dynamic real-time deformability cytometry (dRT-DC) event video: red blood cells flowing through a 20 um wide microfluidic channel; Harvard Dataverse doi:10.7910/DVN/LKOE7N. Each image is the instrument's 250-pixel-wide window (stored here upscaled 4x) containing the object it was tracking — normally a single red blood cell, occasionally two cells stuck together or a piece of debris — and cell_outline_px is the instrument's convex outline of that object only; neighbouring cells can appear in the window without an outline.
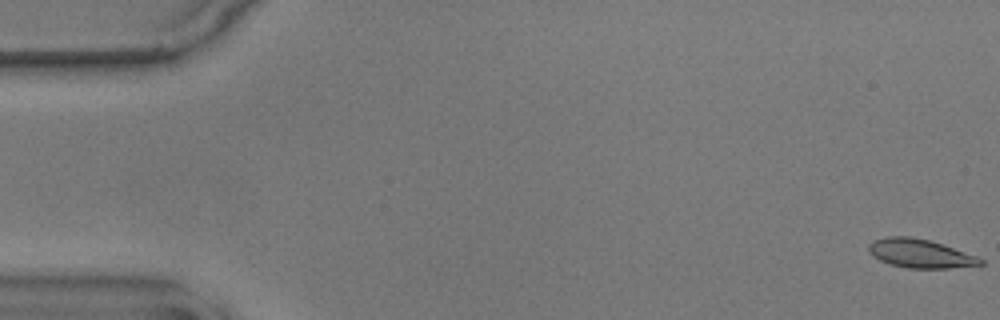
{"species": "common noctule bat (a hibernating species)", "species_latin": "Nyctalus noctula", "temperature_condition": "warm", "stored_images_in_passage": 11, "camera_frame_rate_fps": 3000, "um_per_image_px": 0.085, "animal": {"sex": "male", "body_mass_g": 17.9}, "frame": {"image": 1, "passage_image": 1, "time_ms": 0.0, "image_size_px": [1000, 320], "cell_outline_px": [[984, 264], [948, 268], [908, 268], [892, 264], [880, 260], [872, 256], [868, 252], [868, 244], [872, 240], [888, 236], [912, 236], [928, 240], [976, 256], [984, 260]], "centroid_in_image_um": [78.15, 21.54], "position_along_channel_um": 6.8, "area_um2": 18.5}}